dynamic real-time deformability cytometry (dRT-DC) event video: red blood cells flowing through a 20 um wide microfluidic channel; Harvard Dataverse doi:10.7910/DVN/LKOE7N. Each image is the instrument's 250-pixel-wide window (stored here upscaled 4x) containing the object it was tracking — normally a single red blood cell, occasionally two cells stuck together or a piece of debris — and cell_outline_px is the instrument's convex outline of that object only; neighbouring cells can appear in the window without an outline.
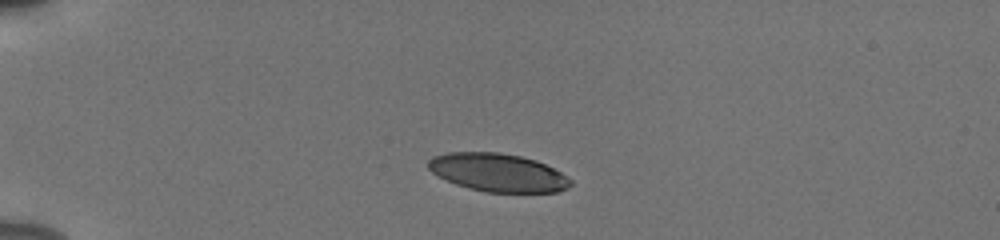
{"species": "human", "species_latin": "Homo sapiens", "temperature_condition": "cold", "stored_images_in_passage": 41, "camera_frame_rate_fps": 3000, "um_per_image_px": 0.085, "donor": {"sex": "male"}, "frame": {"image": 1, "passage_image": 1, "time_ms": 0.0, "image_size_px": [1000, 240], "cell_outline_px": [[572, 184], [568, 188], [556, 192], [488, 192], [456, 184], [432, 172], [428, 168], [428, 160], [432, 156], [448, 152], [500, 152], [520, 156], [536, 160], [560, 172], [572, 180]], "centroid_in_image_um": [42.33, 14.65], "position_along_channel_um": 42.7, "area_um2": 31.39}}
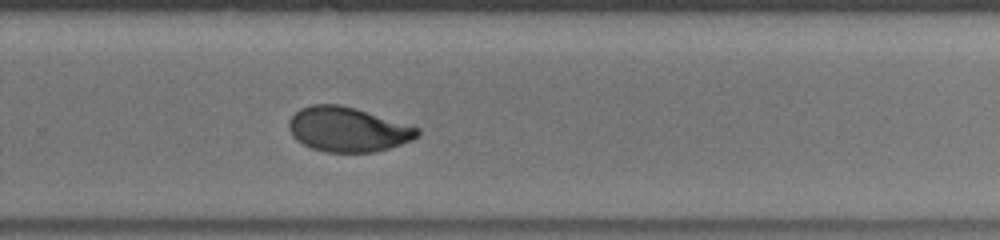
{"frame": {"image": 2, "passage_image": 25, "time_ms": 8.0, "image_size_px": [1000, 240], "cell_outline_px": [[420, 136], [412, 140], [376, 152], [324, 152], [312, 148], [296, 140], [292, 136], [288, 128], [288, 120], [300, 108], [312, 104], [340, 104], [356, 108], [420, 128]], "centroid_in_image_um": [29.55, 11.0], "position_along_channel_um": 300.3, "area_um2": 33.58}}
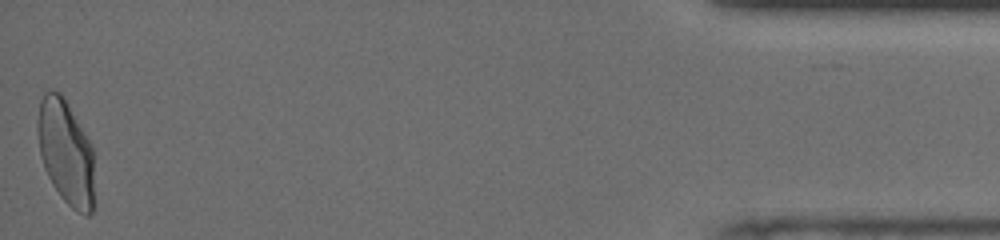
{"frame": {"image": 3, "passage_image": 41, "time_ms": 13.333, "image_size_px": [1000, 240], "cell_outline_px": [[92, 212], [88, 216], [76, 212], [60, 196], [52, 184], [44, 168], [40, 152], [36, 128], [36, 120], [40, 100], [44, 92], [48, 88], [60, 92], [64, 96], [88, 140], [92, 148]], "centroid_in_image_um": [5.54, 12.88], "position_along_channel_um": 429.7, "area_um2": 34.45}, "authors_computed_cell_mechanics": {"area_um2": 33.813, "velocity_mm_per_s": 3.8435, "shape_relaxation_time_tau1_ms": 3.6459, "shape_relaxation_time_tau2_ms": 1.4791, "deformation_change_tau1": 0.155, "deformation_change_tau2": 0.0478}}